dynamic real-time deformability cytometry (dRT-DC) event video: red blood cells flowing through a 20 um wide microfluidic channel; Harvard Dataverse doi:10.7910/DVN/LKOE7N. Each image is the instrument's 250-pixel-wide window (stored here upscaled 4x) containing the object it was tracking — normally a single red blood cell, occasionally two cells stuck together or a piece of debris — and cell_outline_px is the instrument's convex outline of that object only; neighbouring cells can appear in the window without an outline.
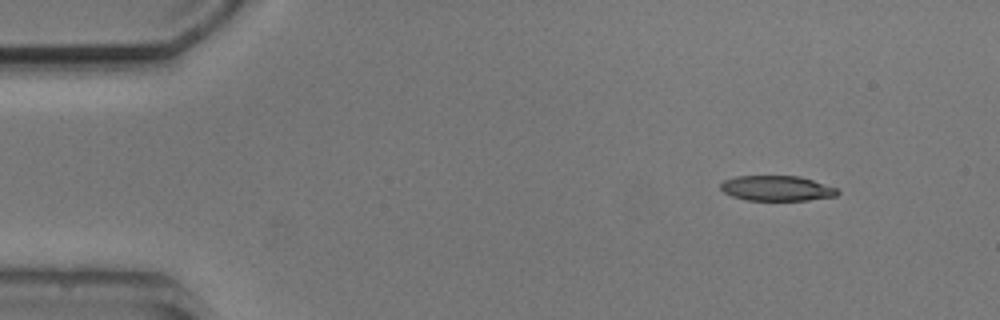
{"species": "common noctule bat (a hibernating species)", "species_latin": "Nyctalus noctula", "temperature_condition": "cold", "stored_images_in_passage": 7, "camera_frame_rate_fps": 3000, "um_per_image_px": 0.085, "animal": {"sex": "male", "body_mass_g": 20.5, "forearm_length_mm": 52.5}, "frame": {"image": 1, "passage_image": 1, "time_ms": 0.0, "image_size_px": [1000, 320], "cell_outline_px": [[840, 192], [836, 196], [808, 200], [748, 200], [732, 196], [724, 192], [720, 188], [720, 184], [724, 180], [736, 176], [800, 176], [836, 188]], "centroid_in_image_um": [66.01, 16.0], "position_along_channel_um": 19.0, "area_um2": 17.05}}
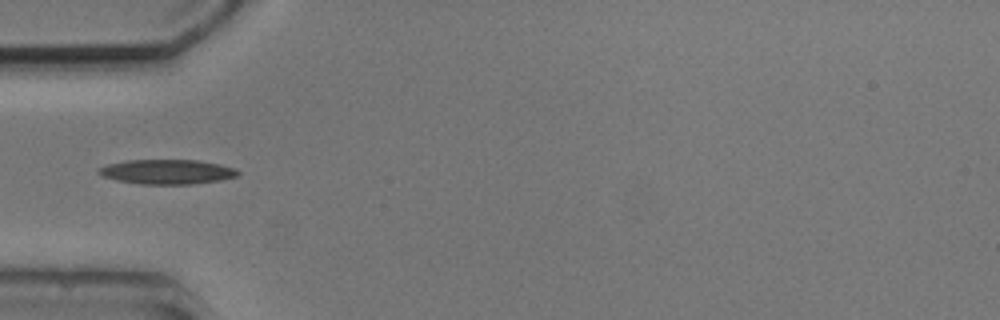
{"frame": {"image": 2, "passage_image": 4, "time_ms": 3.667, "image_size_px": [1000, 320], "cell_outline_px": [[240, 172], [236, 176], [220, 180], [192, 184], [140, 184], [116, 180], [100, 176], [96, 172], [100, 168], [108, 164], [128, 160], [200, 160], [220, 164], [236, 168]], "centroid_in_image_um": [14.2, 14.6], "position_along_channel_um": 70.8, "area_um2": 20.06}}